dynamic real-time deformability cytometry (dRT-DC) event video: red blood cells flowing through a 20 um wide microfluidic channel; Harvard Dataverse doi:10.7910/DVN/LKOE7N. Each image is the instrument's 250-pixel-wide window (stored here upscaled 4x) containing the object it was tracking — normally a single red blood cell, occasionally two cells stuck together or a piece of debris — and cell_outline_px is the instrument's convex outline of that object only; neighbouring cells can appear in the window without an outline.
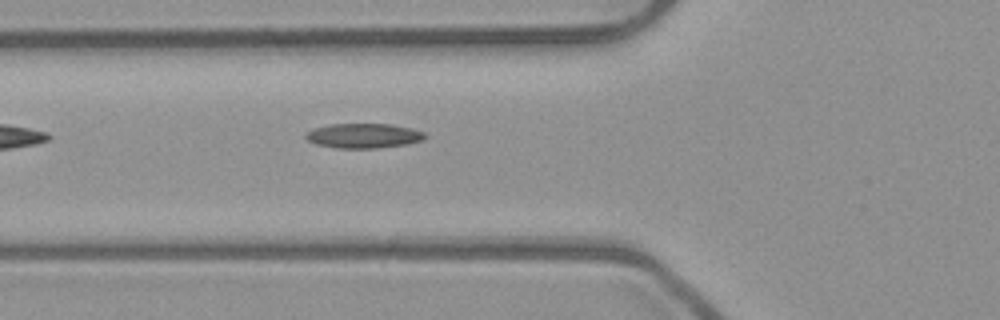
{"species": "common noctule bat (a hibernating species)", "species_latin": "Nyctalus noctula", "temperature_condition": "room temperature", "stored_images_in_passage": 5, "camera_frame_rate_fps": 3000, "um_per_image_px": 0.085, "animal": {"sex": "male", "body_mass_g": 23.1, "forearm_length_mm": 52.7}, "frame": {"image": 1, "passage_image": 5, "time_ms": 1.333, "image_size_px": [1000, 320], "cell_outline_px": [[428, 136], [424, 140], [408, 144], [376, 148], [336, 148], [316, 144], [308, 140], [304, 136], [312, 128], [328, 124], [392, 124], [412, 128], [424, 132]], "centroid_in_image_um": [30.93, 11.53], "position_along_channel_um": 94.9, "area_um2": 17.34}}